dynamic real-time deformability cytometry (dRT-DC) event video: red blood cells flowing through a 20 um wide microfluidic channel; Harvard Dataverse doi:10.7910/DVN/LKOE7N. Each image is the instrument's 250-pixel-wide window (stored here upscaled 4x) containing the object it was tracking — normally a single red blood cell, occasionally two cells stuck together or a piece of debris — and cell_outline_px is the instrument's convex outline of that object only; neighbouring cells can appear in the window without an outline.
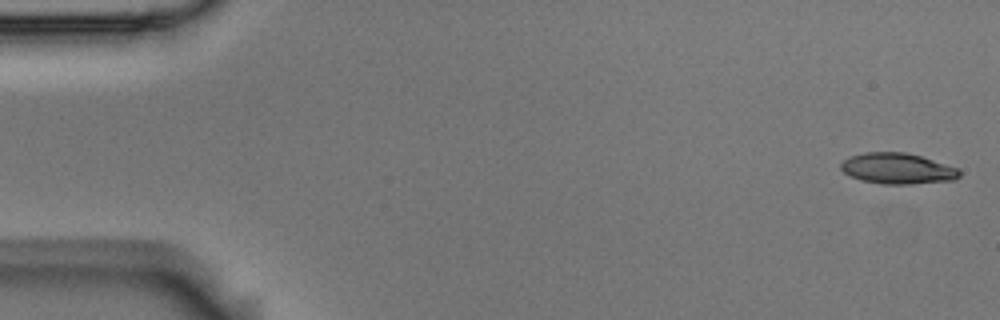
{"species": "Egyptian fruit bat (a non-hibernating species)", "species_latin": "Rousettus aegyptiacus", "temperature_condition": "room temperature", "stored_images_in_passage": 54, "camera_frame_rate_fps": 3000, "um_per_image_px": 0.085, "animal": {"sex": "male"}, "frame": {"image": 1, "passage_image": 1, "time_ms": 0.0, "image_size_px": [1000, 320], "cell_outline_px": [[960, 176], [956, 180], [912, 184], [880, 184], [860, 180], [844, 172], [840, 168], [840, 164], [844, 160], [852, 156], [864, 152], [904, 152], [920, 156], [956, 168], [960, 172]], "centroid_in_image_um": [76.27, 14.34], "position_along_channel_um": 8.7, "area_um2": 21.15}}
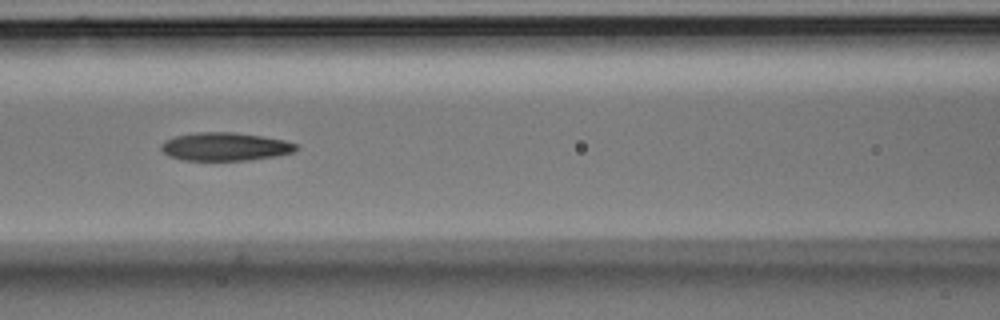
{"frame": {"image": 2, "passage_image": 23, "time_ms": 7.333, "image_size_px": [1000, 320], "cell_outline_px": [[300, 148], [292, 152], [276, 156], [248, 160], [184, 160], [168, 156], [160, 148], [160, 144], [164, 140], [176, 136], [196, 132], [236, 132], [284, 140], [300, 144]], "centroid_in_image_um": [19.14, 12.46], "position_along_channel_um": 147.5, "area_um2": 22.31}}
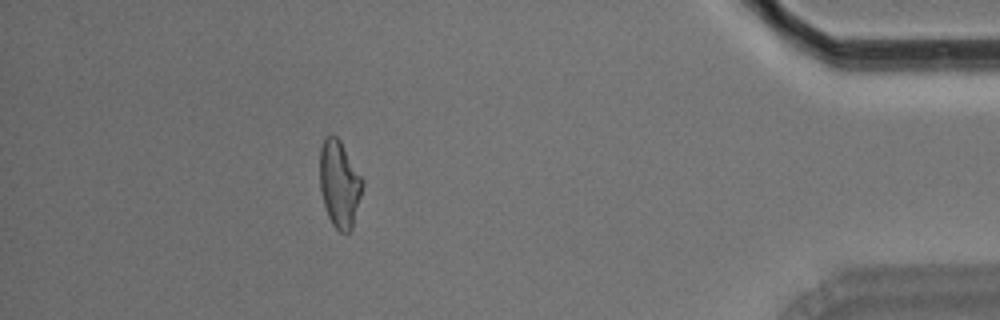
{"frame": {"image": 3, "passage_image": 48, "time_ms": 15.667, "image_size_px": [1000, 320], "cell_outline_px": [[364, 184], [352, 228], [348, 232], [340, 232], [332, 224], [328, 216], [324, 204], [320, 188], [320, 148], [324, 136], [336, 136], [340, 140], [364, 180]], "centroid_in_image_um": [28.85, 15.62], "position_along_channel_um": 406.3, "area_um2": 21.56}, "authors_computed_cell_mechanics": {"area_um2": 22.0218, "velocity_mm_per_s": 3.6972, "shape_relaxation_time_tau1_ms": 5.1069, "shape_relaxation_time_tau2_ms": 4.8747, "deformation_change_tau1": 0.1839, "deformation_change_tau2": 0.1536}}